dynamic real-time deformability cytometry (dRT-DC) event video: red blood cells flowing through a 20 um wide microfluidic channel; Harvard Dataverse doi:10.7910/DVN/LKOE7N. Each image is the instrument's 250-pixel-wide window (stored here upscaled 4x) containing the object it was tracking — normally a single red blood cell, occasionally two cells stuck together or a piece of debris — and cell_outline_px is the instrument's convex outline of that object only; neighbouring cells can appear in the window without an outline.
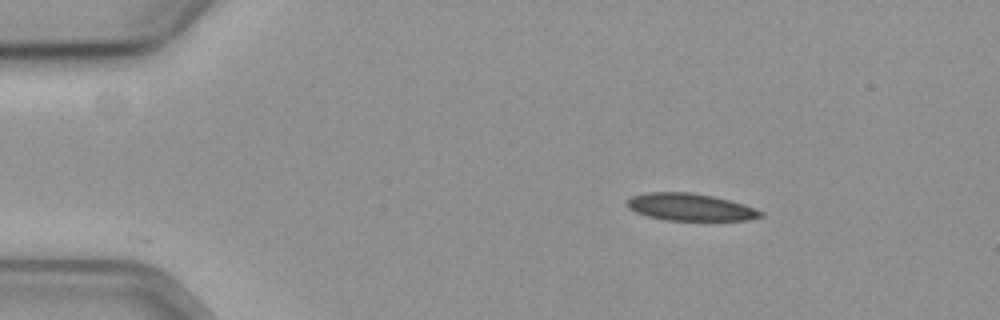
{"species": "common noctule bat (a hibernating species)", "species_latin": "Nyctalus noctula", "temperature_condition": "cold", "stored_images_in_passage": 49, "camera_frame_rate_fps": 3000, "um_per_image_px": 0.085, "animal": {"sex": "female", "body_mass_g": 19.3, "forearm_length_mm": 54.1}, "frame": {"image": 1, "passage_image": 1, "time_ms": 0.0, "image_size_px": [1000, 320], "cell_outline_px": [[764, 216], [748, 220], [664, 220], [648, 216], [636, 212], [628, 208], [628, 200], [632, 196], [644, 192], [692, 192], [712, 196], [744, 204], [764, 212]], "centroid_in_image_um": [58.68, 17.6], "position_along_channel_um": 26.3, "area_um2": 21.15}}
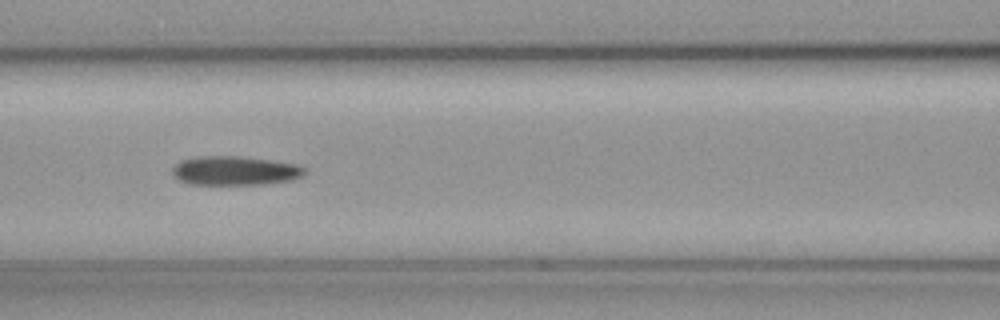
{"frame": {"image": 2, "passage_image": 17, "time_ms": 5.333, "image_size_px": [1000, 320], "cell_outline_px": [[304, 172], [300, 176], [292, 180], [264, 184], [188, 184], [172, 176], [172, 168], [176, 164], [184, 160], [204, 156], [236, 156], [296, 164], [304, 168]], "centroid_in_image_um": [19.93, 14.52], "position_along_channel_um": 146.7, "area_um2": 21.96}}
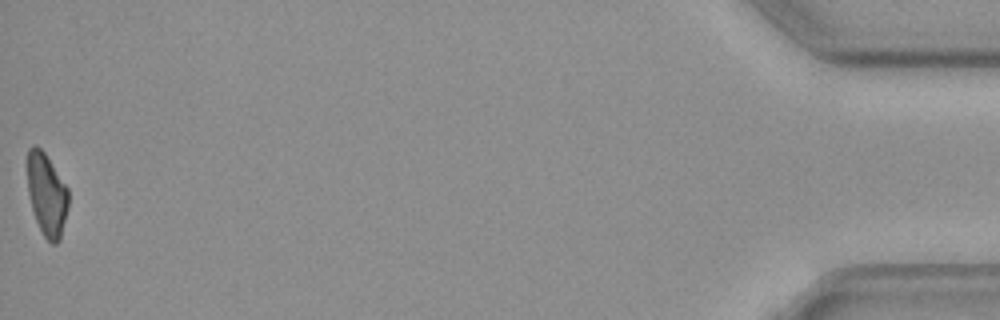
{"frame": {"image": 3, "passage_image": 49, "time_ms": 16.0, "image_size_px": [1000, 320], "cell_outline_px": [[68, 208], [60, 240], [56, 244], [52, 244], [44, 236], [36, 220], [32, 208], [28, 192], [28, 148], [32, 144], [36, 144], [44, 152], [68, 188]], "centroid_in_image_um": [3.98, 16.53], "position_along_channel_um": 431.2, "area_um2": 19.59}}